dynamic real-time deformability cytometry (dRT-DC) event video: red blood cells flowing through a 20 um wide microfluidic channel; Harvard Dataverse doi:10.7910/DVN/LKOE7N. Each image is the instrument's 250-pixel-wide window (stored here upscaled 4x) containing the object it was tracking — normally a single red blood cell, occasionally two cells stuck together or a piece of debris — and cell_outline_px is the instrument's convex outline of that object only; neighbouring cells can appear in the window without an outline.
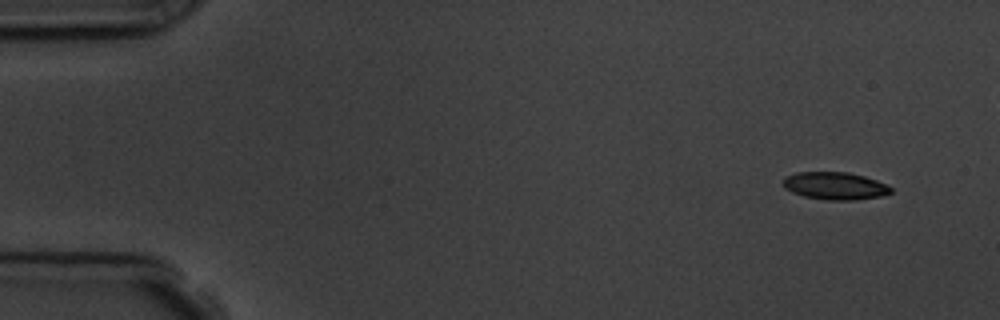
{"species": "common noctule bat (a hibernating species)", "species_latin": "Nyctalus noctula", "temperature_condition": "room temperature", "stored_images_in_passage": 5, "camera_frame_rate_fps": 3000, "um_per_image_px": 0.085, "animal": {"sex": "male", "body_mass_g": 19.5, "forearm_length_mm": 54.6}, "frame": {"image": 1, "passage_image": 1, "time_ms": 0.0, "image_size_px": [1000, 320], "cell_outline_px": [[892, 192], [880, 196], [856, 200], [828, 200], [804, 196], [792, 192], [784, 188], [784, 180], [788, 176], [796, 172], [848, 172], [864, 176], [876, 180], [892, 188]], "centroid_in_image_um": [70.98, 15.8], "position_along_channel_um": 14.0, "area_um2": 17.11}}